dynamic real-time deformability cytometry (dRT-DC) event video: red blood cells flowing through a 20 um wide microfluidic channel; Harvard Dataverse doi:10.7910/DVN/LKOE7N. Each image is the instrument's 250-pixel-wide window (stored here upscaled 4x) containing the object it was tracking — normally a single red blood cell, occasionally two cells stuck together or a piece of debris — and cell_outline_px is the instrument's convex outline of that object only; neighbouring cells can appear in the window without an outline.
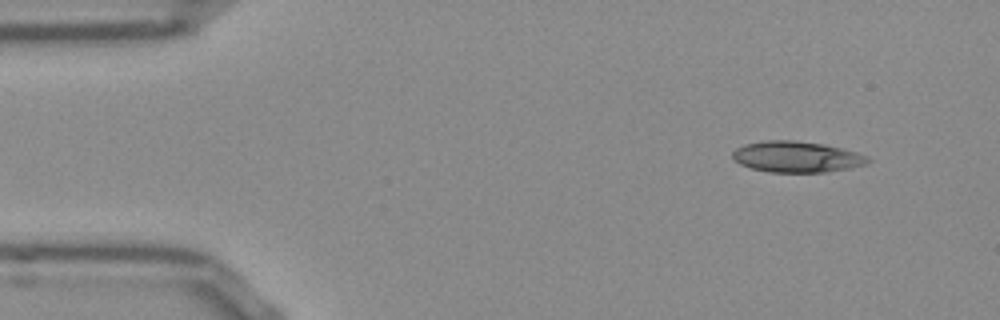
{"species": "Egyptian fruit bat (a non-hibernating species)", "species_latin": "Rousettus aegyptiacus", "temperature_condition": "room temperature", "stored_images_in_passage": 49, "camera_frame_rate_fps": 3000, "um_per_image_px": 0.085, "frame": {"image": 1, "passage_image": 1, "time_ms": 0.0, "image_size_px": [1000, 320], "cell_outline_px": [[872, 160], [868, 164], [852, 168], [824, 172], [768, 172], [752, 168], [740, 164], [732, 156], [732, 152], [736, 148], [744, 144], [764, 140], [796, 140], [824, 144], [856, 152], [868, 156]], "centroid_in_image_um": [67.74, 13.33], "position_along_channel_um": 17.3, "area_um2": 24.62}}
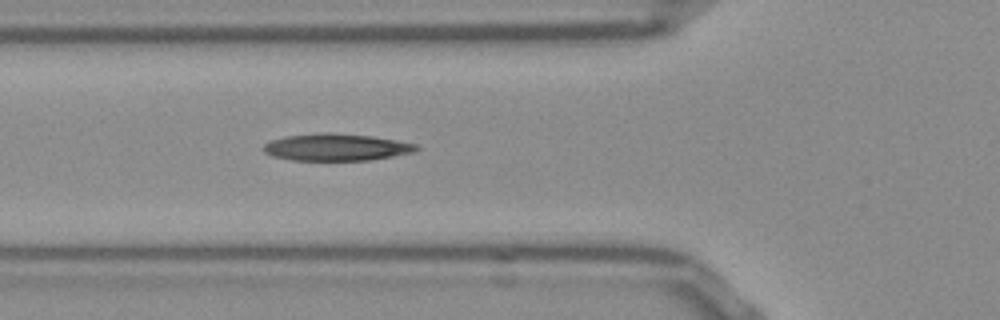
{"frame": {"image": 2, "passage_image": 14, "time_ms": 4.333, "image_size_px": [1000, 320], "cell_outline_px": [[420, 148], [412, 152], [392, 156], [368, 160], [292, 160], [272, 156], [264, 152], [264, 144], [272, 140], [288, 136], [324, 132], [328, 132], [372, 136], [396, 140], [416, 144]], "centroid_in_image_um": [28.58, 12.51], "position_along_channel_um": 97.2, "area_um2": 23.81}}
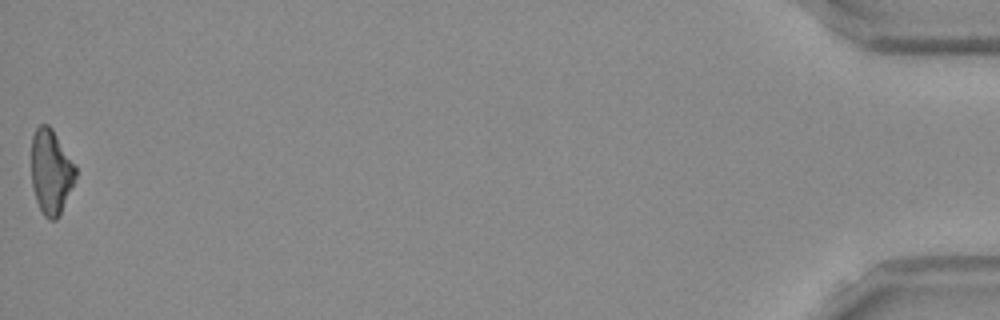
{"frame": {"image": 3, "passage_image": 48, "time_ms": 15.667, "image_size_px": [1000, 320], "cell_outline_px": [[76, 176], [60, 216], [56, 220], [48, 220], [44, 216], [36, 200], [32, 188], [32, 136], [36, 128], [40, 124], [48, 124], [52, 128], [76, 164]], "centroid_in_image_um": [4.34, 14.6], "position_along_channel_um": 430.9, "area_um2": 22.02}}